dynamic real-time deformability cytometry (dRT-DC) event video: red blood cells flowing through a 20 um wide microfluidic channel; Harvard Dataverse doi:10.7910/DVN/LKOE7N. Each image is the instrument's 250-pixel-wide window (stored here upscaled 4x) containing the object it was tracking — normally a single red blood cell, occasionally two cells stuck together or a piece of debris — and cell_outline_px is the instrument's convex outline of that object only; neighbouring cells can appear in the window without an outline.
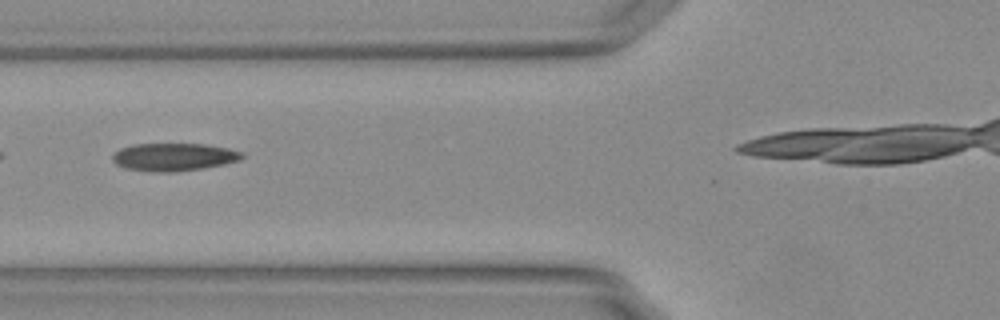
{"species": "Egyptian fruit bat (a non-hibernating species)", "species_latin": "Rousettus aegyptiacus", "temperature_condition": "warm", "stored_images_in_passage": 28, "camera_frame_rate_fps": 3000, "um_per_image_px": 0.085, "animal": {"sex": "female"}, "frame": {"image": 1, "passage_image": 5, "time_ms": 1.333, "image_size_px": [1000, 320], "cell_outline_px": [[244, 156], [240, 160], [200, 168], [172, 172], [160, 172], [128, 168], [116, 164], [112, 160], [112, 156], [120, 148], [132, 144], [204, 144], [228, 148], [244, 152]], "centroid_in_image_um": [14.77, 13.32], "position_along_channel_um": 111.0, "area_um2": 20.63}}